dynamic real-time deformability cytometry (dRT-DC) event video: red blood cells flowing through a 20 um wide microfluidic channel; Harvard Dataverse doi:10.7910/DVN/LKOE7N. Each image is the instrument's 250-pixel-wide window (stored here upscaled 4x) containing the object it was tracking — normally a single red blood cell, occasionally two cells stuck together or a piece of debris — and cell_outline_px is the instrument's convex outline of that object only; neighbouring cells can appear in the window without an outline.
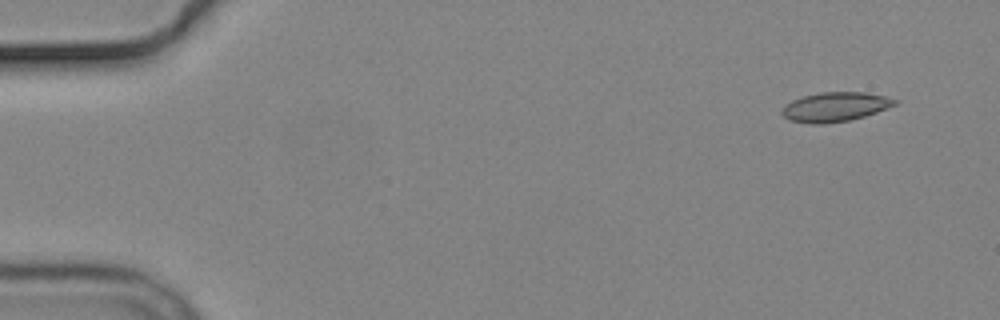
{"species": "common noctule bat (a hibernating species)", "species_latin": "Nyctalus noctula", "temperature_condition": "cold", "stored_images_in_passage": 7, "camera_frame_rate_fps": 3000, "um_per_image_px": 0.085, "animal": {"sex": "male", "body_mass_g": 19.2, "forearm_length_mm": 51.8}, "frame": {"image": 1, "passage_image": 1, "time_ms": 0.0, "image_size_px": [1000, 320], "cell_outline_px": [[900, 100], [896, 104], [876, 112], [864, 116], [848, 120], [820, 124], [812, 124], [788, 120], [780, 112], [784, 104], [792, 100], [804, 96], [820, 92], [864, 92], [884, 96]], "centroid_in_image_um": [70.95, 9.08], "position_along_channel_um": 14.1, "area_um2": 19.25}}
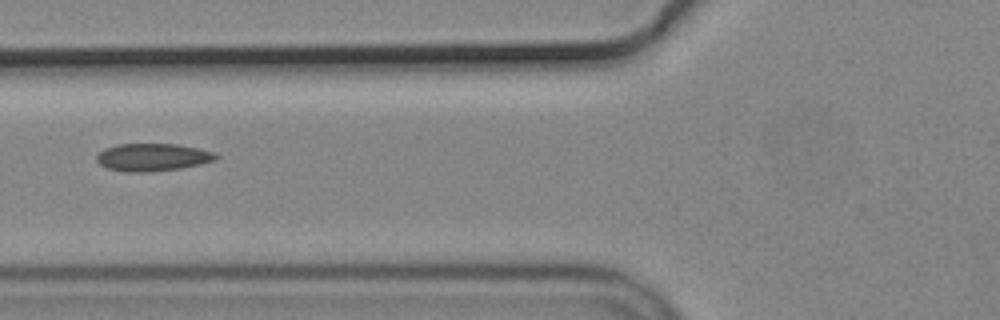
{"frame": {"image": 2, "passage_image": 6, "time_ms": 6.0, "image_size_px": [1000, 320], "cell_outline_px": [[220, 156], [216, 160], [200, 164], [180, 168], [148, 172], [128, 172], [108, 168], [100, 164], [96, 160], [96, 156], [104, 148], [116, 144], [176, 144], [216, 152]], "centroid_in_image_um": [12.98, 13.36], "position_along_channel_um": 112.8, "area_um2": 19.19}}
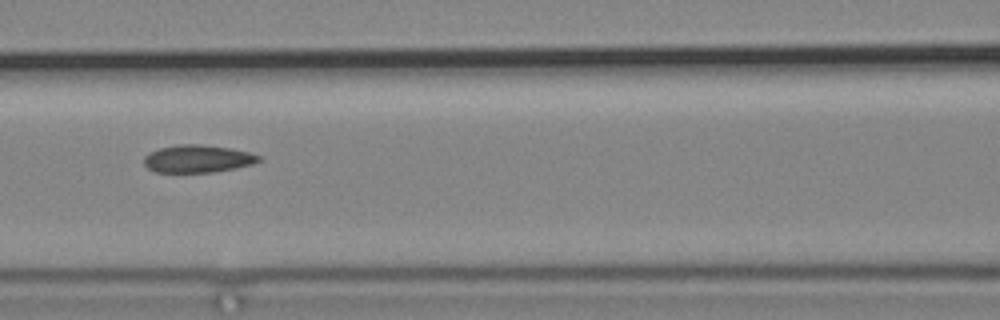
{"frame": {"image": 3, "passage_image": 7, "time_ms": 7.0, "image_size_px": [1000, 320], "cell_outline_px": [[264, 160], [252, 164], [236, 168], [212, 172], [156, 172], [148, 168], [144, 164], [144, 156], [148, 152], [160, 148], [180, 144], [200, 144], [228, 148], [248, 152], [264, 156]], "centroid_in_image_um": [16.83, 13.49], "position_along_channel_um": 149.8, "area_um2": 18.55}}